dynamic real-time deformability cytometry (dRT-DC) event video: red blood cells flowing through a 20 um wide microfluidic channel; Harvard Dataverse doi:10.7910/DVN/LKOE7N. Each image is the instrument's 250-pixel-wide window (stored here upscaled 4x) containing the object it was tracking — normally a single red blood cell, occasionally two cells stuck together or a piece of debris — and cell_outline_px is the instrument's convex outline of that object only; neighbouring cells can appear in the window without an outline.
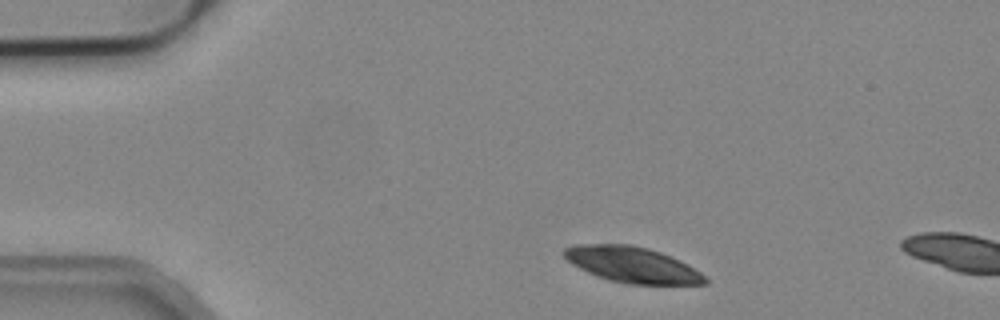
{"species": "common noctule bat (a hibernating species)", "species_latin": "Nyctalus noctula", "temperature_condition": "cold", "stored_images_in_passage": 2, "camera_frame_rate_fps": 3000, "um_per_image_px": 0.085, "animal": {"sex": "male", "body_mass_g": 19.2, "forearm_length_mm": 51.8}, "frame": {"image": 1, "passage_image": 1, "time_ms": 0.0, "image_size_px": [1000, 320], "cell_outline_px": [[708, 284], [628, 284], [608, 280], [596, 276], [572, 264], [564, 256], [564, 248], [576, 244], [632, 244], [648, 248], [660, 252], [680, 260], [688, 264], [700, 272], [708, 280]], "centroid_in_image_um": [53.75, 22.5], "position_along_channel_um": 31.3, "area_um2": 29.36}}